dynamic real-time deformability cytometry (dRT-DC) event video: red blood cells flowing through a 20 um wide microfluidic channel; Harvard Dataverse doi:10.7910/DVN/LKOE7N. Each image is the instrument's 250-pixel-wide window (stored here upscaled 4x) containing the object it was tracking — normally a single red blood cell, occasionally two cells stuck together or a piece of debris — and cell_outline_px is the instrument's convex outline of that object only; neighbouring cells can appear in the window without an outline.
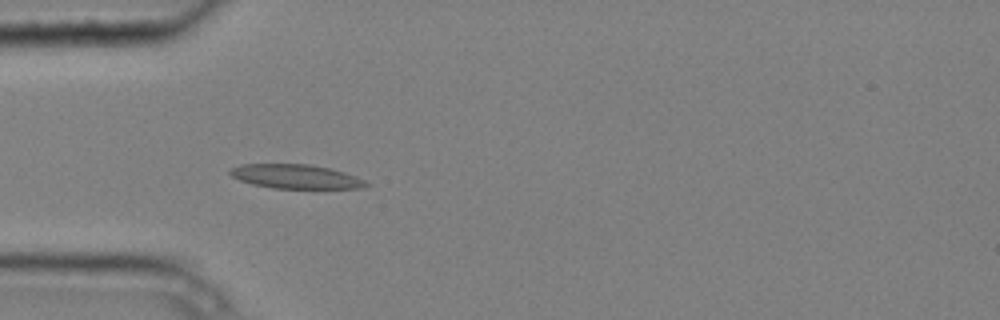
{"species": "common noctule bat (a hibernating species)", "species_latin": "Nyctalus noctula", "temperature_condition": "cold", "stored_images_in_passage": 8, "segment_of_instrument_passage": [1, 2], "camera_frame_rate_fps": 3000, "um_per_image_px": 0.085, "animal": {"sex": "male", "body_mass_g": 20.4}, "frame": {"image": 1, "passage_image": 5, "time_ms": 1.333, "image_size_px": [1000, 320], "cell_outline_px": [[372, 184], [364, 188], [272, 188], [252, 184], [240, 180], [232, 176], [228, 172], [232, 168], [240, 164], [308, 164], [332, 168], [356, 176]], "centroid_in_image_um": [25.17, 15.0], "position_along_channel_um": 59.8, "area_um2": 19.19}}
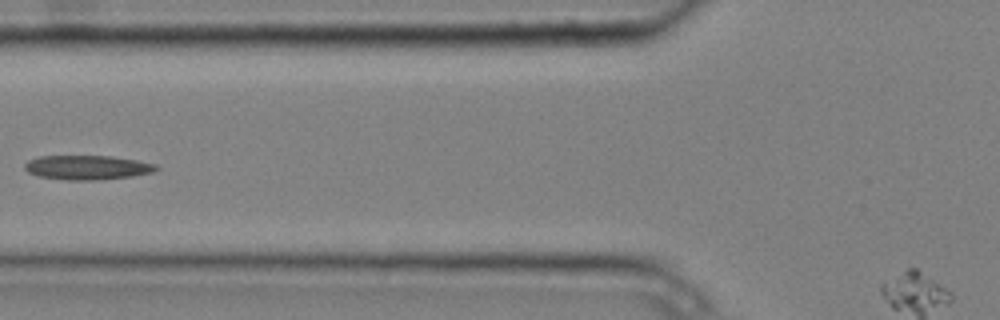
{"frame": {"image": 2, "passage_image": 6, "time_ms": 1.667, "image_size_px": [1000, 320], "cell_outline_px": [[160, 168], [152, 172], [132, 176], [96, 180], [68, 180], [40, 176], [28, 172], [24, 168], [24, 164], [28, 160], [40, 156], [112, 156], [136, 160], [156, 164]], "centroid_in_image_um": [7.42, 14.23], "position_along_channel_um": 118.4, "area_um2": 18.55}}
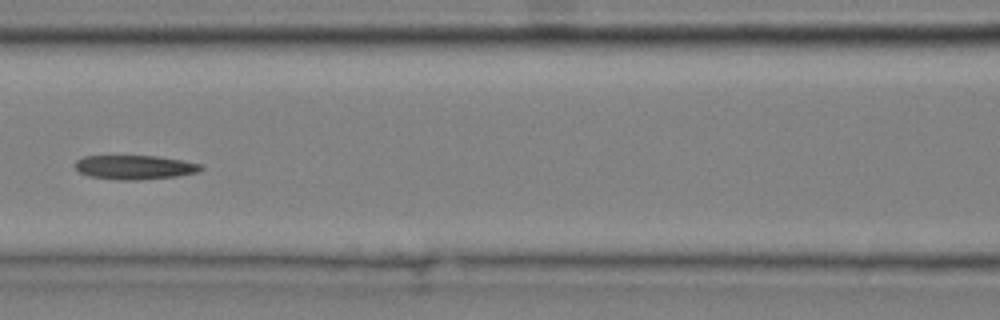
{"frame": {"image": 3, "passage_image": 7, "time_ms": 2.0, "image_size_px": [1000, 320], "cell_outline_px": [[204, 168], [200, 172], [176, 176], [140, 180], [120, 180], [88, 176], [80, 172], [76, 168], [76, 160], [84, 156], [156, 156], [204, 164]], "centroid_in_image_um": [11.49, 14.22], "position_along_channel_um": 155.1, "area_um2": 17.74}}